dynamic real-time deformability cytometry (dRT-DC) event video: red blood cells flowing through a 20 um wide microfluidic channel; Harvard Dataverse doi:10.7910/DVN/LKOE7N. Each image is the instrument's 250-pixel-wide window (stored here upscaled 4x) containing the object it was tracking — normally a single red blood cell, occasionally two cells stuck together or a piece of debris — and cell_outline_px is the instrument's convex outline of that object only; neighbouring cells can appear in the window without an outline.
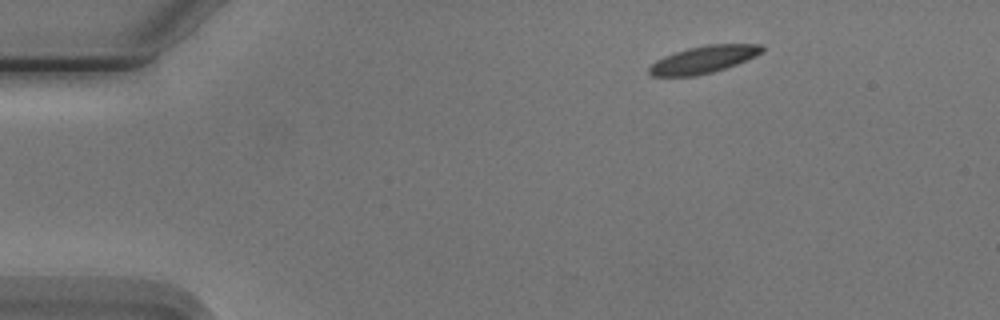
{"species": "Egyptian fruit bat (a non-hibernating species)", "species_latin": "Rousettus aegyptiacus", "temperature_condition": "cold", "stored_images_in_passage": 21, "camera_frame_rate_fps": 3000, "um_per_image_px": 0.085, "animal": {"sex": "male"}, "frame": {"image": 1, "passage_image": 1, "time_ms": 0.0, "image_size_px": [1000, 320], "cell_outline_px": [[764, 52], [756, 56], [736, 64], [712, 72], [696, 76], [652, 76], [648, 72], [648, 68], [656, 60], [664, 56], [688, 48], [708, 44], [764, 44]], "centroid_in_image_um": [59.82, 5.05], "position_along_channel_um": 25.2, "area_um2": 17.92}}
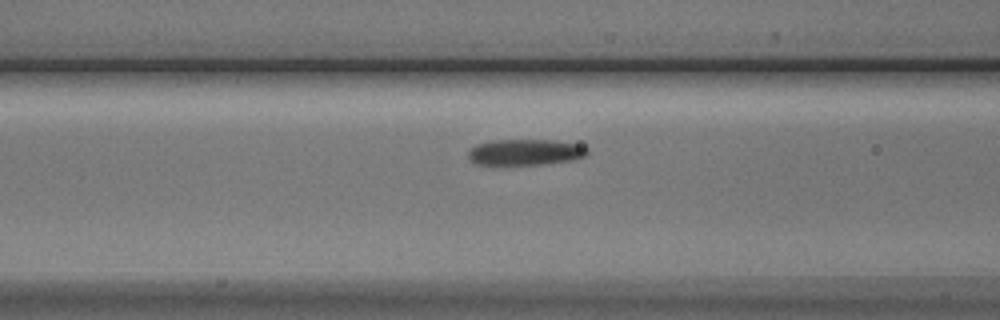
{"frame": {"image": 2, "passage_image": 15, "time_ms": 4.667, "image_size_px": [1000, 320], "cell_outline_px": [[588, 152], [584, 156], [576, 160], [540, 164], [476, 164], [468, 156], [468, 152], [476, 144], [492, 140], [552, 140], [576, 144], [588, 148]], "centroid_in_image_um": [44.66, 12.93], "position_along_channel_um": 121.9, "area_um2": 17.86}}
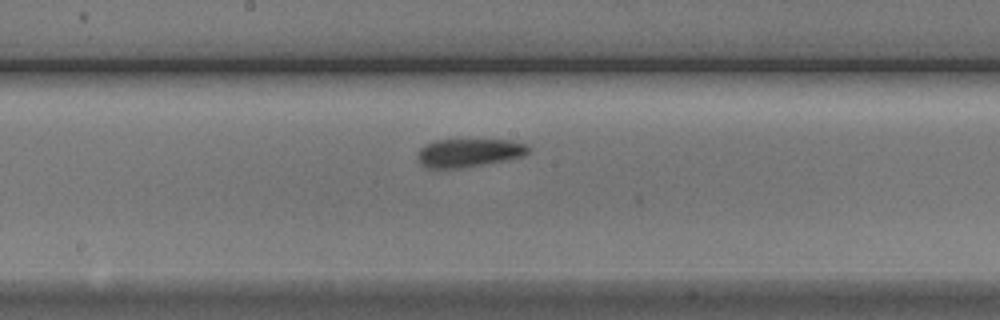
{"frame": {"image": 3, "passage_image": 21, "time_ms": 1673.667, "image_size_px": [1000, 320], "cell_outline_px": [[532, 148], [528, 152], [520, 156], [508, 160], [460, 168], [428, 168], [420, 164], [420, 148], [424, 144], [436, 140], [512, 140], [524, 144]], "centroid_in_image_um": [39.87, 12.98], "position_along_channel_um": 208.3, "area_um2": 18.09}}